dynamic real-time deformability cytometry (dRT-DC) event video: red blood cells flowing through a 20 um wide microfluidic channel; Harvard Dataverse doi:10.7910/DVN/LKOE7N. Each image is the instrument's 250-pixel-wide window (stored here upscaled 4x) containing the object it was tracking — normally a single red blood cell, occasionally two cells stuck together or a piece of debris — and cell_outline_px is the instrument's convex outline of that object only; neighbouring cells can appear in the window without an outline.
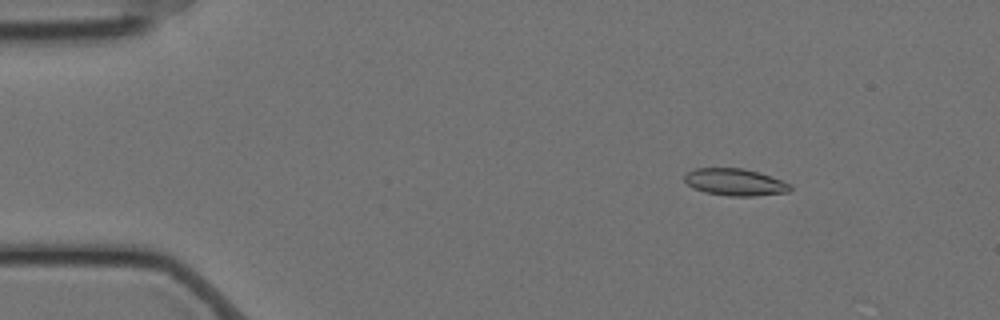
{"species": "Egyptian fruit bat (a non-hibernating species)", "species_latin": "Rousettus aegyptiacus", "temperature_condition": "cold", "stored_images_in_passage": 58, "camera_frame_rate_fps": 3000, "um_per_image_px": 0.085, "animal": {"sex": "female"}, "frame": {"image": 1, "passage_image": 8, "time_ms": 2.333, "image_size_px": [1000, 320], "cell_outline_px": [[792, 188], [788, 192], [752, 196], [728, 196], [704, 192], [688, 184], [684, 180], [684, 176], [688, 172], [696, 168], [744, 168], [760, 172], [792, 184]], "centroid_in_image_um": [62.51, 15.48], "position_along_channel_um": 22.5, "area_um2": 16.65}}
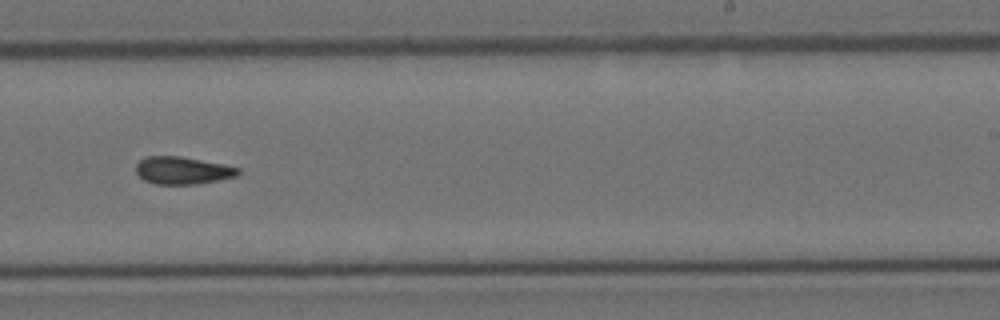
{"frame": {"image": 2, "passage_image": 36, "time_ms": 11.667, "image_size_px": [1000, 320], "cell_outline_px": [[240, 172], [236, 176], [196, 184], [156, 184], [144, 180], [136, 172], [136, 164], [144, 156], [180, 156], [224, 164], [240, 168]], "centroid_in_image_um": [15.5, 14.48], "position_along_channel_um": 273.5, "area_um2": 16.3}}
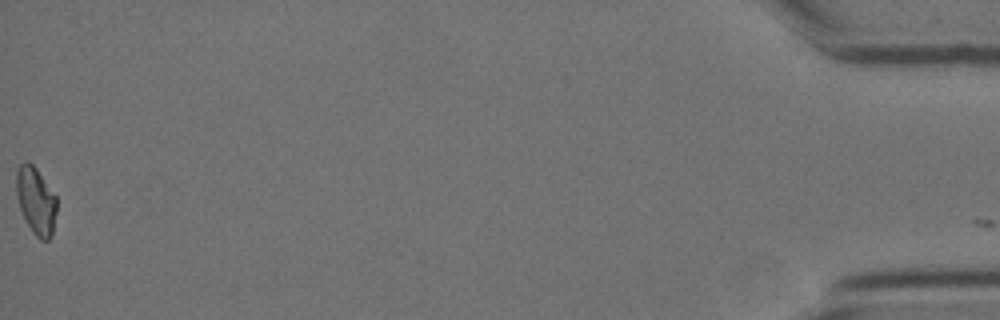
{"frame": {"image": 3, "passage_image": 58, "time_ms": 19.0, "image_size_px": [1000, 320], "cell_outline_px": [[56, 212], [52, 236], [48, 240], [40, 240], [32, 232], [20, 208], [16, 196], [16, 172], [20, 164], [24, 160], [28, 160], [36, 168], [56, 196]], "centroid_in_image_um": [3.05, 17.05], "position_along_channel_um": 432.2, "area_um2": 15.84}}